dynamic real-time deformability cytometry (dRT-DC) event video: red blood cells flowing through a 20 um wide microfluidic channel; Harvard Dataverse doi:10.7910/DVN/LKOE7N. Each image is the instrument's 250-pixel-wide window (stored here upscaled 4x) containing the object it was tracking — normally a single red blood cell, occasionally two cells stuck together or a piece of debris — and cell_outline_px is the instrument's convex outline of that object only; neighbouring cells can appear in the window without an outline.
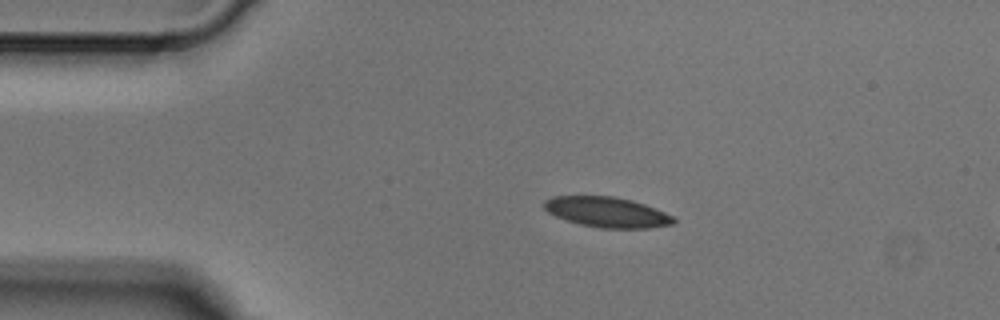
{"species": "Egyptian fruit bat (a non-hibernating species)", "species_latin": "Rousettus aegyptiacus", "temperature_condition": "cold", "stored_images_in_passage": 3, "segment_of_instrument_passage": [1, 2], "camera_frame_rate_fps": 3000, "um_per_image_px": 0.085, "animal": {"sex": "male"}, "frame": {"image": 1, "passage_image": 1, "time_ms": 0.0, "image_size_px": [1000, 320], "cell_outline_px": [[676, 220], [672, 224], [648, 228], [600, 228], [580, 224], [556, 216], [548, 212], [544, 208], [544, 200], [552, 196], [612, 196], [632, 200], [656, 208], [672, 216]], "centroid_in_image_um": [51.59, 18.02], "position_along_channel_um": 33.4, "area_um2": 22.72}}